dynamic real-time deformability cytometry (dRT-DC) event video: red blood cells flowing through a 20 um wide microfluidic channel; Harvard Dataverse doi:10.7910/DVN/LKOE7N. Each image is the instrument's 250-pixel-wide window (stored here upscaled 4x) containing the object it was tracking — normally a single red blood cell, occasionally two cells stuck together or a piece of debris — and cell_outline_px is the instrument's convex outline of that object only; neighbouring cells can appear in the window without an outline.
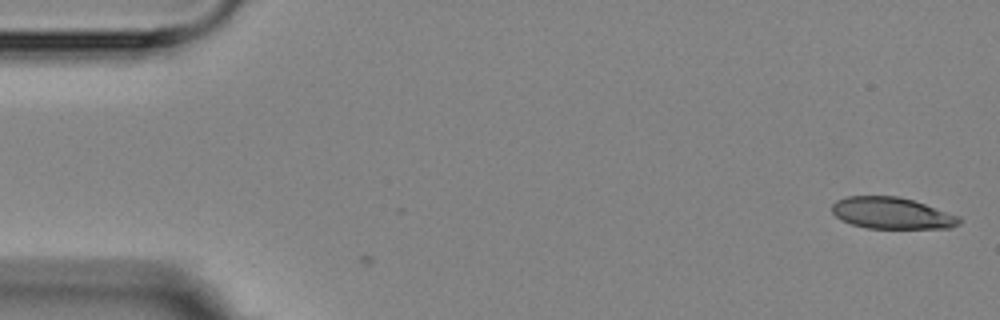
{"species": "Egyptian fruit bat (a non-hibernating species)", "species_latin": "Rousettus aegyptiacus", "temperature_condition": "room temperature", "stored_images_in_passage": 10, "camera_frame_rate_fps": 3000, "um_per_image_px": 0.085, "animal": {"sex": "female"}, "frame": {"image": 1, "passage_image": 1, "time_ms": 0.0, "image_size_px": [1000, 320], "cell_outline_px": [[960, 224], [952, 228], [868, 228], [852, 224], [840, 220], [832, 212], [832, 204], [836, 200], [848, 196], [896, 196], [912, 200], [960, 216]], "centroid_in_image_um": [75.79, 18.12], "position_along_channel_um": 9.2, "area_um2": 23.29}}
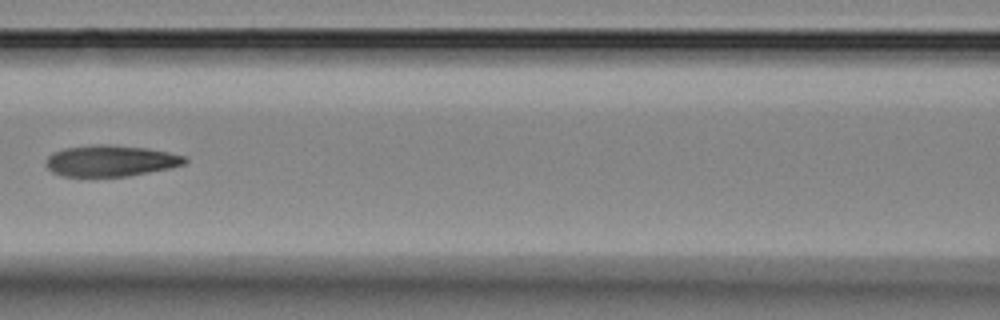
{"frame": {"image": 2, "passage_image": 6, "time_ms": 7.667, "image_size_px": [1000, 320], "cell_outline_px": [[188, 160], [184, 164], [168, 168], [128, 176], [60, 176], [52, 172], [44, 164], [44, 160], [52, 152], [64, 148], [96, 144], [104, 144], [144, 148], [168, 152], [184, 156]], "centroid_in_image_um": [9.33, 13.67], "position_along_channel_um": 157.3, "area_um2": 25.14}}
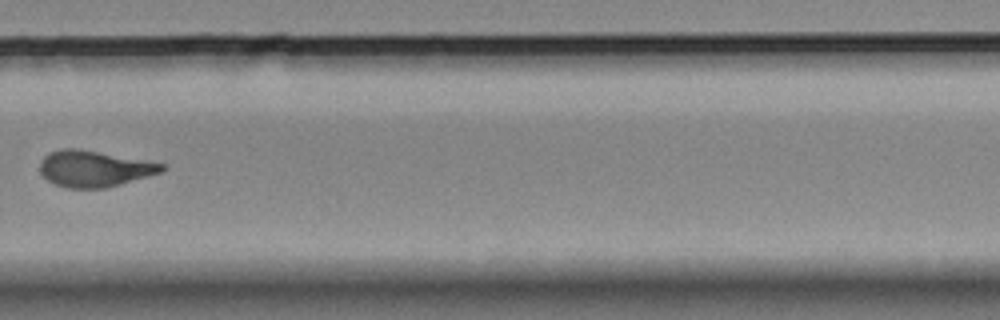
{"frame": {"image": 3, "passage_image": 10, "time_ms": 12.333, "image_size_px": [1000, 320], "cell_outline_px": [[164, 172], [120, 184], [104, 188], [68, 188], [56, 184], [48, 180], [40, 172], [40, 160], [48, 152], [60, 148], [80, 148], [144, 160], [164, 164]], "centroid_in_image_um": [7.99, 14.32], "position_along_channel_um": 321.8, "area_um2": 25.78}}